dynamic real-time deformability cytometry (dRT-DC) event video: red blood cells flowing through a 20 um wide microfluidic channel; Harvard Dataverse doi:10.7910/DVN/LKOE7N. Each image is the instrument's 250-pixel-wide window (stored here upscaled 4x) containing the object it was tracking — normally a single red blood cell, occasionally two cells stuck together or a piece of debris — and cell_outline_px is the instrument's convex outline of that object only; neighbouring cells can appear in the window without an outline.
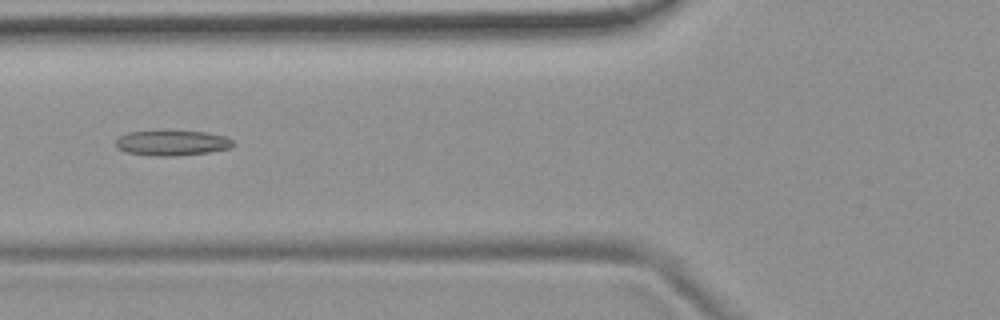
{"species": "common noctule bat (a hibernating species)", "species_latin": "Nyctalus noctula", "temperature_condition": "room temperature", "stored_images_in_passage": 54, "camera_frame_rate_fps": 3000, "um_per_image_px": 0.085, "animal": {"sex": "female", "body_mass_g": 19.9}, "frame": {"image": 1, "passage_image": 21, "time_ms": 6.667, "image_size_px": [1000, 320], "cell_outline_px": [[232, 148], [208, 152], [176, 156], [156, 156], [124, 152], [116, 148], [116, 140], [120, 136], [128, 132], [204, 132], [224, 136], [232, 140]], "centroid_in_image_um": [14.6, 12.17], "position_along_channel_um": 111.2, "area_um2": 16.88}}
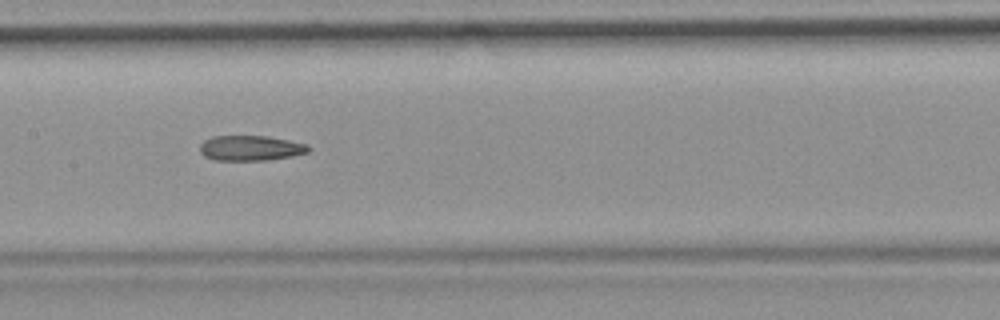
{"frame": {"image": 2, "passage_image": 27, "time_ms": 8.667, "image_size_px": [1000, 320], "cell_outline_px": [[312, 148], [308, 152], [292, 156], [268, 160], [216, 160], [204, 156], [200, 152], [200, 144], [204, 140], [212, 136], [268, 136], [308, 144]], "centroid_in_image_um": [21.31, 12.58], "position_along_channel_um": 186.1, "area_um2": 16.01}}
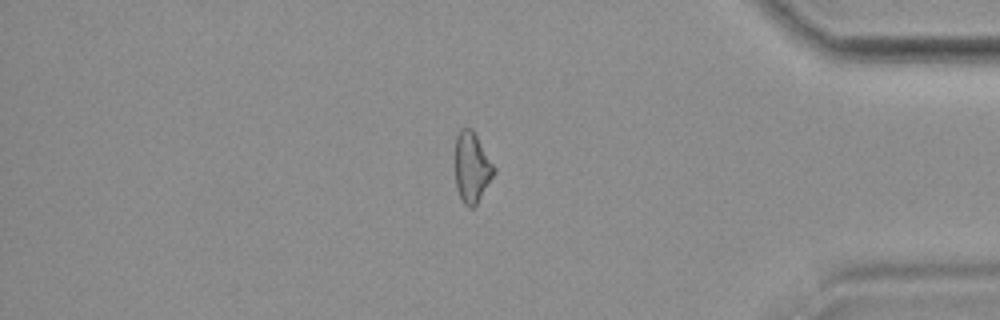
{"frame": {"image": 3, "passage_image": 46, "time_ms": 15.0, "image_size_px": [1000, 320], "cell_outline_px": [[496, 172], [476, 204], [472, 208], [468, 208], [464, 204], [456, 188], [456, 136], [460, 128], [472, 128], [496, 168]], "centroid_in_image_um": [40.12, 14.22], "position_along_channel_um": 395.1, "area_um2": 15.84}, "authors_computed_cell_mechanics": {"area_um2": 16.9354, "velocity_mm_per_s": 3.7477, "shape_relaxation_time_tau1_ms": null, "shape_relaxation_time_tau2_ms": 8.738, "deformation_change_tau1": null, "deformation_change_tau2": 0.2016}}